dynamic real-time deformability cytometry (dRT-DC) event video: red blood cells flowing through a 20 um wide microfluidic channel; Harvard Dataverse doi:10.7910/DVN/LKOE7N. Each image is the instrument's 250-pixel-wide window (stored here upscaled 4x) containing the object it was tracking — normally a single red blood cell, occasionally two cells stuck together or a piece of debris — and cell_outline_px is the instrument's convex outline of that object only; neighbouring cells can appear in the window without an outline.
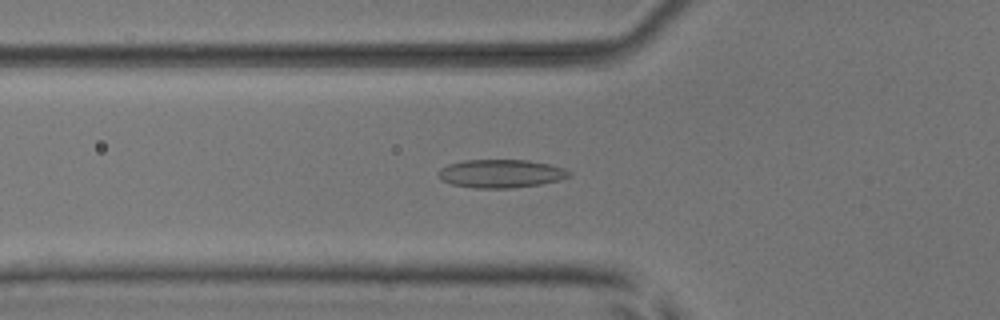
{"species": "common noctule bat (a hibernating species)", "species_latin": "Nyctalus noctula", "temperature_condition": "room temperature", "stored_images_in_passage": 49, "camera_frame_rate_fps": 3000, "um_per_image_px": 0.085, "animal": {"sex": "male", "body_mass_g": 17.9, "forearm_length_mm": 54.2}, "frame": {"image": 1, "passage_image": 19, "time_ms": 6.0, "image_size_px": [1000, 320], "cell_outline_px": [[572, 176], [560, 180], [540, 184], [512, 188], [472, 188], [452, 184], [444, 180], [436, 172], [440, 168], [448, 164], [464, 160], [528, 160], [548, 164], [564, 168], [572, 172]], "centroid_in_image_um": [42.6, 14.75], "position_along_channel_um": 83.2, "area_um2": 21.62}}
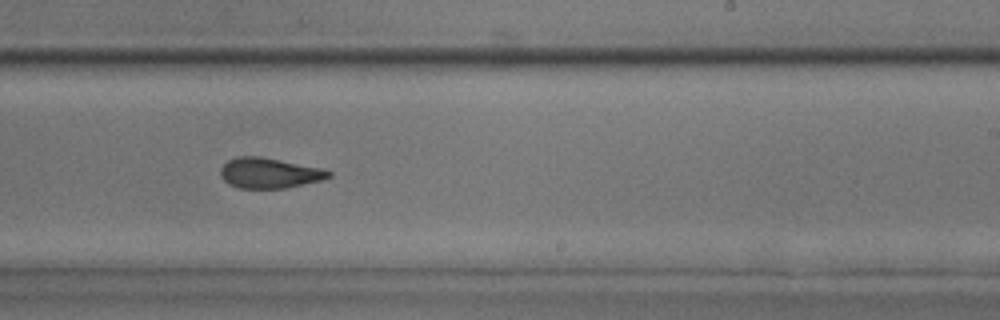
{"frame": {"image": 2, "passage_image": 33, "time_ms": 10.667, "image_size_px": [1000, 320], "cell_outline_px": [[332, 176], [320, 180], [284, 188], [240, 188], [228, 184], [220, 176], [220, 168], [228, 160], [236, 156], [260, 156], [324, 168], [332, 172]], "centroid_in_image_um": [22.88, 14.69], "position_along_channel_um": 266.1, "area_um2": 19.19}}
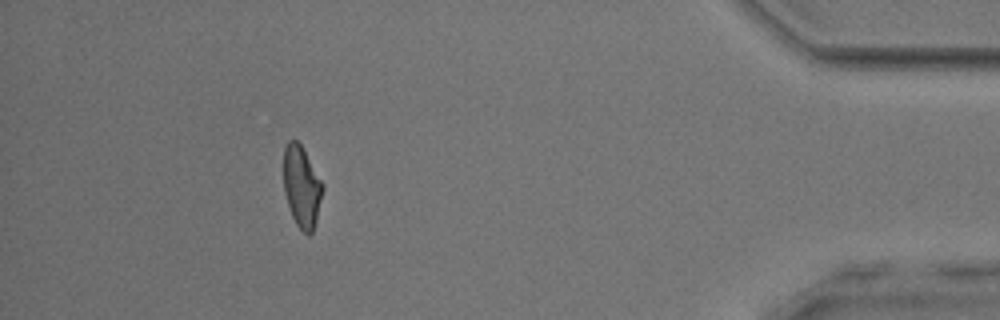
{"frame": {"image": 3, "passage_image": 48, "time_ms": 15.667, "image_size_px": [1000, 320], "cell_outline_px": [[324, 188], [316, 220], [312, 232], [308, 236], [296, 224], [292, 216], [284, 192], [284, 148], [288, 140], [296, 140], [300, 144], [324, 184]], "centroid_in_image_um": [25.65, 15.87], "position_along_channel_um": 409.6, "area_um2": 18.38}}